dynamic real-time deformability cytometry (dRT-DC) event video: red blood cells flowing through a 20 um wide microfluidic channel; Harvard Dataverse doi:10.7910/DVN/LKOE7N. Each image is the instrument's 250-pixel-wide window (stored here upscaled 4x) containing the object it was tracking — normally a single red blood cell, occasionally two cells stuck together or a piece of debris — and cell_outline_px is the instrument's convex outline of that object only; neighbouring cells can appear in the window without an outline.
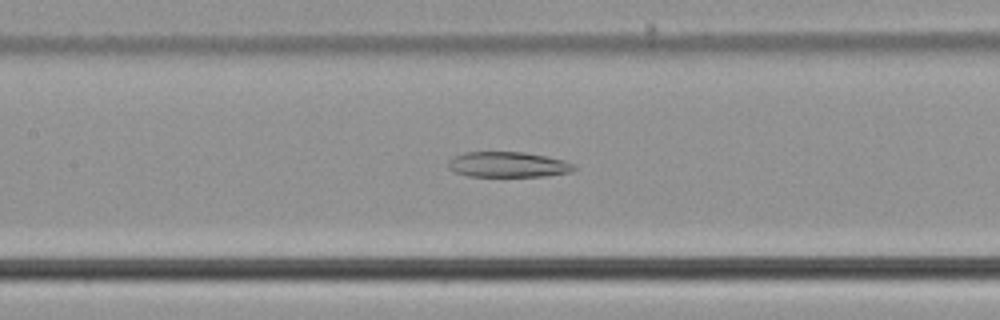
{"species": "common noctule bat (a hibernating species)", "species_latin": "Nyctalus noctula", "temperature_condition": "cold", "stored_images_in_passage": 42, "camera_frame_rate_fps": 3000, "um_per_image_px": 0.085, "animal": {"sex": "male", "body_mass_g": 21.5, "forearm_length_mm": 52.0}, "frame": {"image": 1, "passage_image": 21, "time_ms": 6.667, "image_size_px": [1000, 320], "cell_outline_px": [[576, 168], [572, 172], [544, 176], [468, 176], [456, 172], [448, 168], [448, 160], [464, 152], [524, 152], [564, 160], [572, 164]], "centroid_in_image_um": [43.17, 13.99], "position_along_channel_um": 164.2, "area_um2": 18.5}}
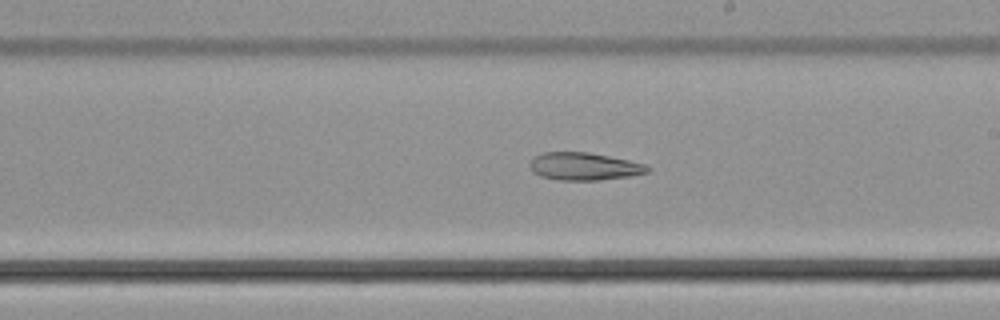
{"frame": {"image": 2, "passage_image": 27, "time_ms": 8.667, "image_size_px": [1000, 320], "cell_outline_px": [[652, 168], [648, 172], [632, 176], [600, 180], [560, 180], [540, 176], [532, 172], [528, 164], [532, 156], [544, 152], [588, 152], [628, 160], [644, 164]], "centroid_in_image_um": [49.61, 14.14], "position_along_channel_um": 239.4, "area_um2": 19.13}}
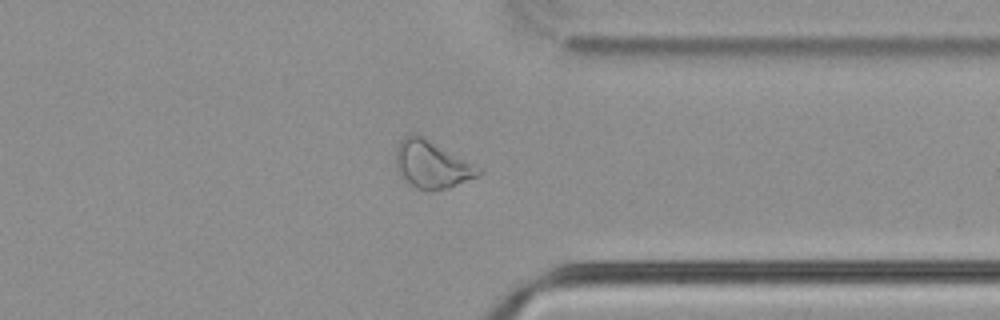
{"frame": {"image": 3, "passage_image": 38, "time_ms": 12.333, "image_size_px": [1000, 320], "cell_outline_px": [[484, 172], [480, 176], [448, 188], [432, 192], [424, 192], [416, 188], [396, 168], [396, 148], [400, 140], [404, 136], [416, 132], [424, 136], [484, 168]], "centroid_in_image_um": [36.78, 13.97], "position_along_channel_um": 374.6, "area_um2": 23.47}}